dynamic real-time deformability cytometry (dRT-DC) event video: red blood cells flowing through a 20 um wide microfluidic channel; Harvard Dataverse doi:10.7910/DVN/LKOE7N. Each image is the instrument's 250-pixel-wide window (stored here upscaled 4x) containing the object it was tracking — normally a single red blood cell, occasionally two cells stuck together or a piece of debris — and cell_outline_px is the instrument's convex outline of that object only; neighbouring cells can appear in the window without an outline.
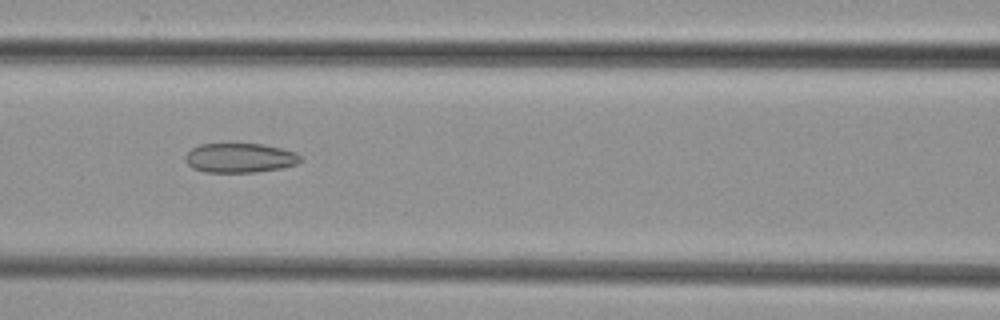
{"species": "common noctule bat (a hibernating species)", "species_latin": "Nyctalus noctula", "temperature_condition": "cold", "stored_images_in_passage": 7, "camera_frame_rate_fps": 3000, "um_per_image_px": 0.085, "animal": {"sex": "female", "body_mass_g": 29.2, "forearm_length_mm": 56.3}, "frame": {"image": 1, "passage_image": 6, "time_ms": 5.667, "image_size_px": [1000, 320], "cell_outline_px": [[300, 160], [296, 164], [280, 168], [256, 172], [204, 172], [192, 168], [184, 160], [184, 156], [192, 148], [200, 144], [264, 144], [296, 152], [300, 156]], "centroid_in_image_um": [20.35, 13.42], "position_along_channel_um": 146.3, "area_um2": 19.71}}
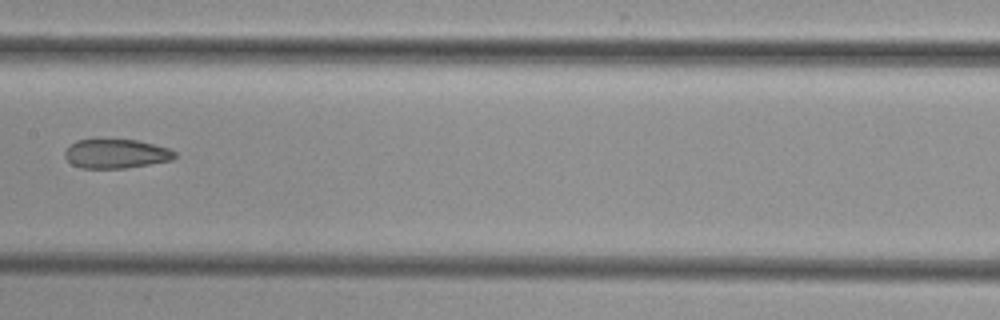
{"frame": {"image": 2, "passage_image": 7, "time_ms": 7.0, "image_size_px": [1000, 320], "cell_outline_px": [[176, 156], [172, 160], [124, 168], [80, 168], [72, 164], [64, 156], [64, 152], [76, 140], [136, 140], [168, 148], [176, 152]], "centroid_in_image_um": [9.86, 13.07], "position_along_channel_um": 197.5, "area_um2": 18.38}}